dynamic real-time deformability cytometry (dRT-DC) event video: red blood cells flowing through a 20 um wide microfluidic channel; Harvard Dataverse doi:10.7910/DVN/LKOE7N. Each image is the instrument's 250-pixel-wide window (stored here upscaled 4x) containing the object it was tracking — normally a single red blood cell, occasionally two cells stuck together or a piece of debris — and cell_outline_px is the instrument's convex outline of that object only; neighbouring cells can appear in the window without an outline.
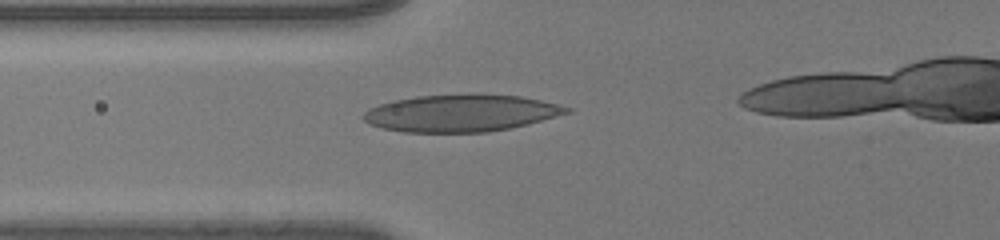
{"species": "human", "species_latin": "Homo sapiens", "temperature_condition": "room temperature", "stored_images_in_passage": 44, "camera_frame_rate_fps": 3000, "um_per_image_px": 0.085, "donor": {"sex": "male"}, "frame": {"image": 1, "passage_image": 17, "time_ms": 5.333, "image_size_px": [1000, 240], "cell_outline_px": [[572, 112], [528, 124], [512, 128], [488, 132], [404, 132], [384, 128], [368, 124], [364, 120], [364, 112], [368, 108], [392, 100], [416, 96], [520, 96], [540, 100], [572, 108]], "centroid_in_image_um": [39.17, 9.65], "position_along_channel_um": 86.6, "area_um2": 43.06}}
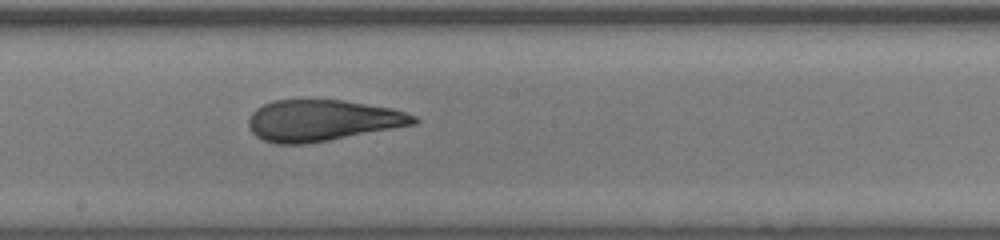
{"frame": {"image": 2, "passage_image": 27, "time_ms": 8.667, "image_size_px": [1000, 240], "cell_outline_px": [[420, 120], [416, 124], [328, 140], [304, 144], [276, 144], [264, 140], [256, 136], [248, 128], [248, 120], [252, 112], [256, 108], [272, 100], [344, 100], [392, 108], [416, 116]], "centroid_in_image_um": [27.38, 10.23], "position_along_channel_um": 220.8, "area_um2": 39.65}}
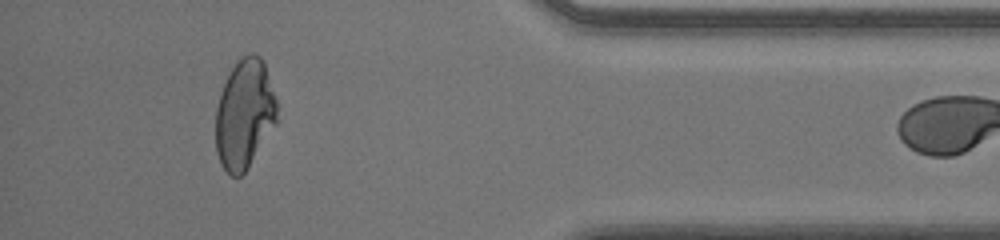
{"frame": {"image": 3, "passage_image": 43, "time_ms": 14.0, "image_size_px": [1000, 240], "cell_outline_px": [[280, 120], [248, 168], [240, 176], [232, 176], [220, 164], [216, 152], [216, 108], [220, 92], [232, 68], [244, 56], [252, 52], [260, 56], [264, 60], [276, 100]], "centroid_in_image_um": [20.82, 9.72], "position_along_channel_um": 414.4, "area_um2": 39.48}}